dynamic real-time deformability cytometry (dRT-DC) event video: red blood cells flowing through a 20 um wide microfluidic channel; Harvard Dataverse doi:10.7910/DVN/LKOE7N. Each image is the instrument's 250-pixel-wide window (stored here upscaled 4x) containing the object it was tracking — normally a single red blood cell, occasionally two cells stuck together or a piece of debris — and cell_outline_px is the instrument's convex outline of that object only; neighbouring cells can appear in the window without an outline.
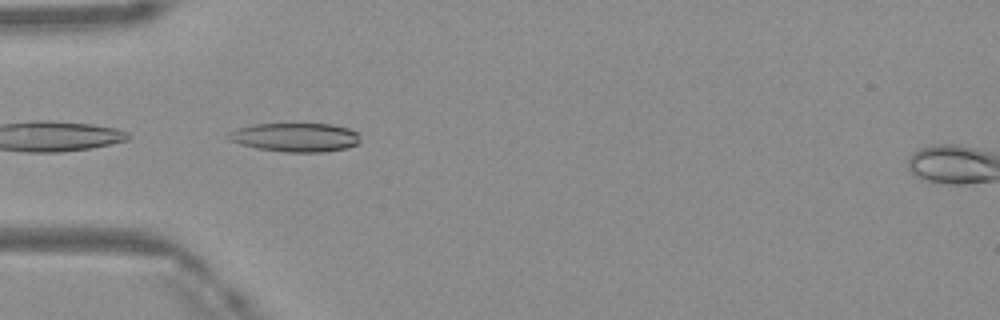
{"species": "Egyptian fruit bat (a non-hibernating species)", "species_latin": "Rousettus aegyptiacus", "temperature_condition": "warm", "stored_images_in_passage": 3, "camera_frame_rate_fps": 3000, "um_per_image_px": 0.085, "frame": {"image": 1, "passage_image": 1, "time_ms": 0.0, "image_size_px": [1000, 320], "cell_outline_px": [[360, 144], [344, 148], [324, 152], [284, 152], [256, 148], [240, 144], [228, 140], [224, 136], [228, 132], [240, 128], [256, 124], [332, 124], [348, 128], [360, 132]], "centroid_in_image_um": [25.12, 11.67], "position_along_channel_um": 59.9, "area_um2": 22.37}}